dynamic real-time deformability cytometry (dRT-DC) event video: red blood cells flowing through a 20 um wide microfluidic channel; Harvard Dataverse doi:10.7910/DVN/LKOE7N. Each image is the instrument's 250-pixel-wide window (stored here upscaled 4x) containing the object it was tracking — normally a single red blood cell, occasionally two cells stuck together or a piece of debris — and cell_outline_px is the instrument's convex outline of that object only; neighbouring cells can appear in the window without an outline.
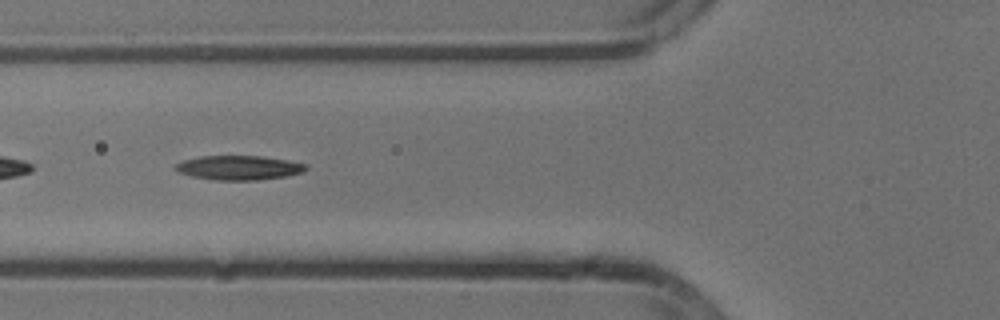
{"species": "common noctule bat (a hibernating species)", "species_latin": "Nyctalus noctula", "temperature_condition": "cold", "stored_images_in_passage": 54, "segment_of_instrument_passage": [2, 2], "camera_frame_rate_fps": 3000, "um_per_image_px": 0.085, "animal": {"sex": "male", "body_mass_g": 13.3}, "frame": {"image": 1, "passage_image": 20, "time_ms": 6.333, "image_size_px": [1000, 320], "cell_outline_px": [[308, 168], [304, 172], [284, 176], [256, 180], [216, 180], [192, 176], [180, 172], [172, 168], [176, 164], [184, 160], [200, 156], [264, 156], [288, 160], [304, 164]], "centroid_in_image_um": [20.3, 14.25], "position_along_channel_um": 105.5, "area_um2": 18.38}}
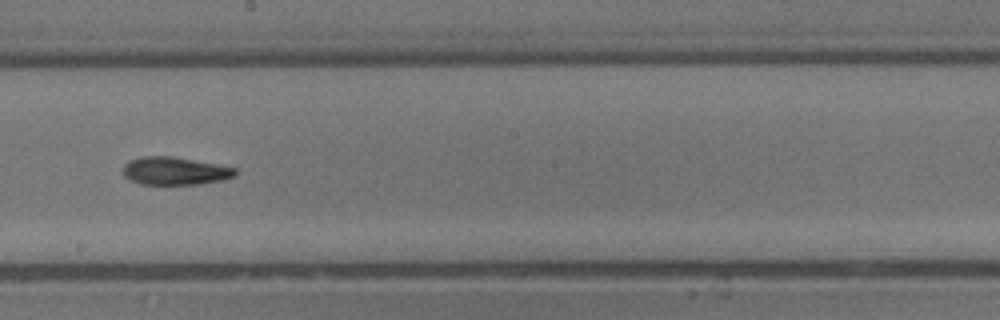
{"frame": {"image": 2, "passage_image": 30, "time_ms": 9.667, "image_size_px": [1000, 320], "cell_outline_px": [[236, 176], [224, 180], [196, 184], [140, 184], [128, 180], [124, 176], [124, 164], [128, 160], [144, 156], [172, 156], [216, 164], [236, 168]], "centroid_in_image_um": [14.85, 14.53], "position_along_channel_um": 233.4, "area_um2": 18.26}}
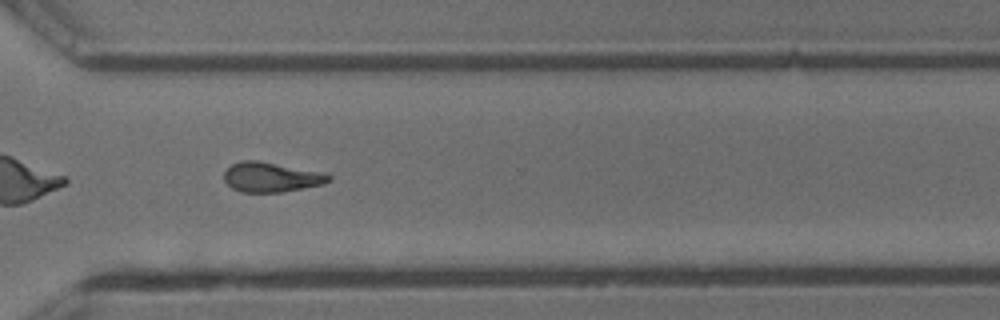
{"frame": {"image": 3, "passage_image": 39, "time_ms": 12.667, "image_size_px": [1000, 320], "cell_outline_px": [[332, 180], [324, 184], [284, 192], [240, 192], [232, 188], [224, 180], [224, 172], [232, 164], [240, 160], [256, 160], [324, 172], [332, 176]], "centroid_in_image_um": [23.08, 15.06], "position_along_channel_um": 347.5, "area_um2": 18.32}}